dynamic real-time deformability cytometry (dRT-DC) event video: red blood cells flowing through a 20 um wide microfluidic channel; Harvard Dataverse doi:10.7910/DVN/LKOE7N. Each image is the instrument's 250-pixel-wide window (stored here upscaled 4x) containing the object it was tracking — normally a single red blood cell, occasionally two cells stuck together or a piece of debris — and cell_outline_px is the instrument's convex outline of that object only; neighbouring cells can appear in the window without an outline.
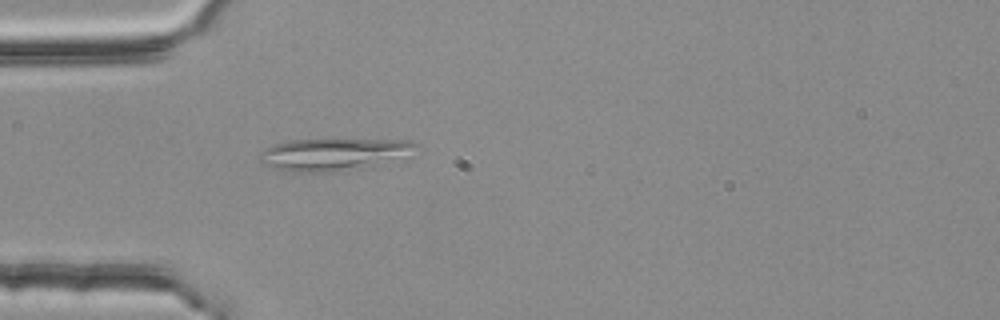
{"species": "common noctule bat (a hibernating species)", "species_latin": "Nyctalus noctula", "temperature_condition": "room temperature", "stored_images_in_passage": 4, "camera_frame_rate_fps": 3000, "um_per_image_px": 0.085, "animal": {"sex": "female", "body_mass_g": 25.1}, "frame": {"image": 1, "passage_image": 4, "time_ms": 1.0, "image_size_px": [1000, 320], "cell_outline_px": [[420, 144], [356, 164], [320, 172], [296, 172], [272, 168], [264, 164], [260, 160], [260, 156], [264, 148], [288, 140], [412, 140]], "centroid_in_image_um": [27.84, 13.05], "position_along_channel_um": 57.2, "area_um2": 25.49}}